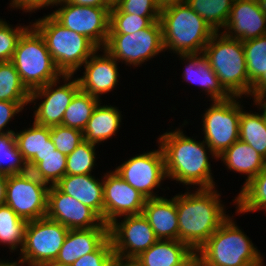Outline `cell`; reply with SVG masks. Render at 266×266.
<instances>
[{
    "label": "cell",
    "instance_id": "obj_1",
    "mask_svg": "<svg viewBox=\"0 0 266 266\" xmlns=\"http://www.w3.org/2000/svg\"><path fill=\"white\" fill-rule=\"evenodd\" d=\"M183 132L176 128L175 131L165 132L158 138V144L164 154L167 178L184 186L215 187L207 150L211 153V158L217 160L218 157L204 140L196 141Z\"/></svg>",
    "mask_w": 266,
    "mask_h": 266
},
{
    "label": "cell",
    "instance_id": "obj_2",
    "mask_svg": "<svg viewBox=\"0 0 266 266\" xmlns=\"http://www.w3.org/2000/svg\"><path fill=\"white\" fill-rule=\"evenodd\" d=\"M215 187L176 195L179 241L197 251L229 217Z\"/></svg>",
    "mask_w": 266,
    "mask_h": 266
},
{
    "label": "cell",
    "instance_id": "obj_3",
    "mask_svg": "<svg viewBox=\"0 0 266 266\" xmlns=\"http://www.w3.org/2000/svg\"><path fill=\"white\" fill-rule=\"evenodd\" d=\"M164 50L179 54H199L216 33L187 3L161 9Z\"/></svg>",
    "mask_w": 266,
    "mask_h": 266
},
{
    "label": "cell",
    "instance_id": "obj_4",
    "mask_svg": "<svg viewBox=\"0 0 266 266\" xmlns=\"http://www.w3.org/2000/svg\"><path fill=\"white\" fill-rule=\"evenodd\" d=\"M203 54L220 84L231 96L250 97V81L241 40L229 38L221 31L216 32L205 46Z\"/></svg>",
    "mask_w": 266,
    "mask_h": 266
},
{
    "label": "cell",
    "instance_id": "obj_5",
    "mask_svg": "<svg viewBox=\"0 0 266 266\" xmlns=\"http://www.w3.org/2000/svg\"><path fill=\"white\" fill-rule=\"evenodd\" d=\"M228 217L197 250L209 266H265L250 238Z\"/></svg>",
    "mask_w": 266,
    "mask_h": 266
},
{
    "label": "cell",
    "instance_id": "obj_6",
    "mask_svg": "<svg viewBox=\"0 0 266 266\" xmlns=\"http://www.w3.org/2000/svg\"><path fill=\"white\" fill-rule=\"evenodd\" d=\"M43 36L47 49L62 75H73L98 47L86 36L69 30L50 14L32 24Z\"/></svg>",
    "mask_w": 266,
    "mask_h": 266
},
{
    "label": "cell",
    "instance_id": "obj_7",
    "mask_svg": "<svg viewBox=\"0 0 266 266\" xmlns=\"http://www.w3.org/2000/svg\"><path fill=\"white\" fill-rule=\"evenodd\" d=\"M11 62L29 92L62 78L43 36L33 26L20 36Z\"/></svg>",
    "mask_w": 266,
    "mask_h": 266
},
{
    "label": "cell",
    "instance_id": "obj_8",
    "mask_svg": "<svg viewBox=\"0 0 266 266\" xmlns=\"http://www.w3.org/2000/svg\"><path fill=\"white\" fill-rule=\"evenodd\" d=\"M239 98L232 96L226 100H212L210 108L203 114L204 141L217 157L239 139Z\"/></svg>",
    "mask_w": 266,
    "mask_h": 266
},
{
    "label": "cell",
    "instance_id": "obj_9",
    "mask_svg": "<svg viewBox=\"0 0 266 266\" xmlns=\"http://www.w3.org/2000/svg\"><path fill=\"white\" fill-rule=\"evenodd\" d=\"M69 229L43 217L27 221L24 244L19 258L28 266H40L55 261Z\"/></svg>",
    "mask_w": 266,
    "mask_h": 266
},
{
    "label": "cell",
    "instance_id": "obj_10",
    "mask_svg": "<svg viewBox=\"0 0 266 266\" xmlns=\"http://www.w3.org/2000/svg\"><path fill=\"white\" fill-rule=\"evenodd\" d=\"M104 49L126 65L144 64L165 52L160 20L132 34H109Z\"/></svg>",
    "mask_w": 266,
    "mask_h": 266
},
{
    "label": "cell",
    "instance_id": "obj_11",
    "mask_svg": "<svg viewBox=\"0 0 266 266\" xmlns=\"http://www.w3.org/2000/svg\"><path fill=\"white\" fill-rule=\"evenodd\" d=\"M49 187L30 171L8 175L5 204L26 221L46 217Z\"/></svg>",
    "mask_w": 266,
    "mask_h": 266
},
{
    "label": "cell",
    "instance_id": "obj_12",
    "mask_svg": "<svg viewBox=\"0 0 266 266\" xmlns=\"http://www.w3.org/2000/svg\"><path fill=\"white\" fill-rule=\"evenodd\" d=\"M57 5L61 7L50 14L57 22L69 30L86 36L98 48L105 47L112 8L77 6L63 0H59Z\"/></svg>",
    "mask_w": 266,
    "mask_h": 266
},
{
    "label": "cell",
    "instance_id": "obj_13",
    "mask_svg": "<svg viewBox=\"0 0 266 266\" xmlns=\"http://www.w3.org/2000/svg\"><path fill=\"white\" fill-rule=\"evenodd\" d=\"M131 157L114 170L124 181L138 190L144 197H160L153 190L160 188L166 178L162 148Z\"/></svg>",
    "mask_w": 266,
    "mask_h": 266
},
{
    "label": "cell",
    "instance_id": "obj_14",
    "mask_svg": "<svg viewBox=\"0 0 266 266\" xmlns=\"http://www.w3.org/2000/svg\"><path fill=\"white\" fill-rule=\"evenodd\" d=\"M72 77L73 75H63L64 84L60 85L58 79L30 92L29 104H36L37 102L34 101L39 98L44 99L39 102L38 107L35 105L34 122L36 124L46 127L62 125L65 110L74 95L80 90L77 78L71 80Z\"/></svg>",
    "mask_w": 266,
    "mask_h": 266
},
{
    "label": "cell",
    "instance_id": "obj_15",
    "mask_svg": "<svg viewBox=\"0 0 266 266\" xmlns=\"http://www.w3.org/2000/svg\"><path fill=\"white\" fill-rule=\"evenodd\" d=\"M108 226L113 251L118 256L138 257L158 240L142 213L124 216L121 222L116 219Z\"/></svg>",
    "mask_w": 266,
    "mask_h": 266
},
{
    "label": "cell",
    "instance_id": "obj_16",
    "mask_svg": "<svg viewBox=\"0 0 266 266\" xmlns=\"http://www.w3.org/2000/svg\"><path fill=\"white\" fill-rule=\"evenodd\" d=\"M46 217L69 230L109 227L93 209L61 192L55 185H50L48 190Z\"/></svg>",
    "mask_w": 266,
    "mask_h": 266
},
{
    "label": "cell",
    "instance_id": "obj_17",
    "mask_svg": "<svg viewBox=\"0 0 266 266\" xmlns=\"http://www.w3.org/2000/svg\"><path fill=\"white\" fill-rule=\"evenodd\" d=\"M103 177L104 223L109 225L118 217L137 215L143 212L146 202L138 190L124 181L115 171Z\"/></svg>",
    "mask_w": 266,
    "mask_h": 266
},
{
    "label": "cell",
    "instance_id": "obj_18",
    "mask_svg": "<svg viewBox=\"0 0 266 266\" xmlns=\"http://www.w3.org/2000/svg\"><path fill=\"white\" fill-rule=\"evenodd\" d=\"M98 50L100 48L83 64L85 72L77 80L80 90L101 100L102 94L112 91L118 85L119 72L117 60L104 48L100 50H103L102 56L98 55Z\"/></svg>",
    "mask_w": 266,
    "mask_h": 266
},
{
    "label": "cell",
    "instance_id": "obj_19",
    "mask_svg": "<svg viewBox=\"0 0 266 266\" xmlns=\"http://www.w3.org/2000/svg\"><path fill=\"white\" fill-rule=\"evenodd\" d=\"M224 33L242 42L266 34V13L261 11L257 0H234Z\"/></svg>",
    "mask_w": 266,
    "mask_h": 266
},
{
    "label": "cell",
    "instance_id": "obj_20",
    "mask_svg": "<svg viewBox=\"0 0 266 266\" xmlns=\"http://www.w3.org/2000/svg\"><path fill=\"white\" fill-rule=\"evenodd\" d=\"M142 214L147 218L158 240H179L176 195L172 199H146Z\"/></svg>",
    "mask_w": 266,
    "mask_h": 266
},
{
    "label": "cell",
    "instance_id": "obj_21",
    "mask_svg": "<svg viewBox=\"0 0 266 266\" xmlns=\"http://www.w3.org/2000/svg\"><path fill=\"white\" fill-rule=\"evenodd\" d=\"M55 186L61 192L93 209L104 222L103 178L100 182L92 174L65 175Z\"/></svg>",
    "mask_w": 266,
    "mask_h": 266
},
{
    "label": "cell",
    "instance_id": "obj_22",
    "mask_svg": "<svg viewBox=\"0 0 266 266\" xmlns=\"http://www.w3.org/2000/svg\"><path fill=\"white\" fill-rule=\"evenodd\" d=\"M109 238V227L69 230L56 262L72 265L85 254L96 251Z\"/></svg>",
    "mask_w": 266,
    "mask_h": 266
},
{
    "label": "cell",
    "instance_id": "obj_23",
    "mask_svg": "<svg viewBox=\"0 0 266 266\" xmlns=\"http://www.w3.org/2000/svg\"><path fill=\"white\" fill-rule=\"evenodd\" d=\"M187 66L183 71L182 79L191 84L199 85L202 91L212 100H226L232 97L220 84L219 78L211 69L203 53L179 54Z\"/></svg>",
    "mask_w": 266,
    "mask_h": 266
},
{
    "label": "cell",
    "instance_id": "obj_24",
    "mask_svg": "<svg viewBox=\"0 0 266 266\" xmlns=\"http://www.w3.org/2000/svg\"><path fill=\"white\" fill-rule=\"evenodd\" d=\"M228 170L246 174L243 187L257 176L266 166V159L250 145L238 139L220 156Z\"/></svg>",
    "mask_w": 266,
    "mask_h": 266
},
{
    "label": "cell",
    "instance_id": "obj_25",
    "mask_svg": "<svg viewBox=\"0 0 266 266\" xmlns=\"http://www.w3.org/2000/svg\"><path fill=\"white\" fill-rule=\"evenodd\" d=\"M20 132V133H19ZM15 132V141L29 171L40 162V155L56 150L50 138V127L33 122L30 128Z\"/></svg>",
    "mask_w": 266,
    "mask_h": 266
},
{
    "label": "cell",
    "instance_id": "obj_26",
    "mask_svg": "<svg viewBox=\"0 0 266 266\" xmlns=\"http://www.w3.org/2000/svg\"><path fill=\"white\" fill-rule=\"evenodd\" d=\"M95 107L91 118L83 130L84 140L99 144L110 139L120 128L122 115L114 106L100 105Z\"/></svg>",
    "mask_w": 266,
    "mask_h": 266
},
{
    "label": "cell",
    "instance_id": "obj_27",
    "mask_svg": "<svg viewBox=\"0 0 266 266\" xmlns=\"http://www.w3.org/2000/svg\"><path fill=\"white\" fill-rule=\"evenodd\" d=\"M192 252L179 240H157L138 258L144 266H179Z\"/></svg>",
    "mask_w": 266,
    "mask_h": 266
},
{
    "label": "cell",
    "instance_id": "obj_28",
    "mask_svg": "<svg viewBox=\"0 0 266 266\" xmlns=\"http://www.w3.org/2000/svg\"><path fill=\"white\" fill-rule=\"evenodd\" d=\"M241 106L239 139L266 159V120L263 113H248Z\"/></svg>",
    "mask_w": 266,
    "mask_h": 266
},
{
    "label": "cell",
    "instance_id": "obj_29",
    "mask_svg": "<svg viewBox=\"0 0 266 266\" xmlns=\"http://www.w3.org/2000/svg\"><path fill=\"white\" fill-rule=\"evenodd\" d=\"M236 204L235 213H248L258 210L266 211V166L248 184L240 190L233 200Z\"/></svg>",
    "mask_w": 266,
    "mask_h": 266
},
{
    "label": "cell",
    "instance_id": "obj_30",
    "mask_svg": "<svg viewBox=\"0 0 266 266\" xmlns=\"http://www.w3.org/2000/svg\"><path fill=\"white\" fill-rule=\"evenodd\" d=\"M99 102H101L99 99L79 90L65 110L62 126L71 127L83 132Z\"/></svg>",
    "mask_w": 266,
    "mask_h": 266
},
{
    "label": "cell",
    "instance_id": "obj_31",
    "mask_svg": "<svg viewBox=\"0 0 266 266\" xmlns=\"http://www.w3.org/2000/svg\"><path fill=\"white\" fill-rule=\"evenodd\" d=\"M27 221L20 218L8 205L0 206V243L13 252L23 248Z\"/></svg>",
    "mask_w": 266,
    "mask_h": 266
},
{
    "label": "cell",
    "instance_id": "obj_32",
    "mask_svg": "<svg viewBox=\"0 0 266 266\" xmlns=\"http://www.w3.org/2000/svg\"><path fill=\"white\" fill-rule=\"evenodd\" d=\"M234 0H187V4L205 20L215 32L224 29Z\"/></svg>",
    "mask_w": 266,
    "mask_h": 266
},
{
    "label": "cell",
    "instance_id": "obj_33",
    "mask_svg": "<svg viewBox=\"0 0 266 266\" xmlns=\"http://www.w3.org/2000/svg\"><path fill=\"white\" fill-rule=\"evenodd\" d=\"M242 44L251 94L252 87L266 74V34L243 41Z\"/></svg>",
    "mask_w": 266,
    "mask_h": 266
},
{
    "label": "cell",
    "instance_id": "obj_34",
    "mask_svg": "<svg viewBox=\"0 0 266 266\" xmlns=\"http://www.w3.org/2000/svg\"><path fill=\"white\" fill-rule=\"evenodd\" d=\"M29 97L14 64L0 62V101L29 102Z\"/></svg>",
    "mask_w": 266,
    "mask_h": 266
},
{
    "label": "cell",
    "instance_id": "obj_35",
    "mask_svg": "<svg viewBox=\"0 0 266 266\" xmlns=\"http://www.w3.org/2000/svg\"><path fill=\"white\" fill-rule=\"evenodd\" d=\"M27 171L28 164L17 147L15 132L0 134V174L8 176Z\"/></svg>",
    "mask_w": 266,
    "mask_h": 266
},
{
    "label": "cell",
    "instance_id": "obj_36",
    "mask_svg": "<svg viewBox=\"0 0 266 266\" xmlns=\"http://www.w3.org/2000/svg\"><path fill=\"white\" fill-rule=\"evenodd\" d=\"M67 155L57 149L40 155L38 162L30 172L47 185H56L66 175ZM51 183V184H50Z\"/></svg>",
    "mask_w": 266,
    "mask_h": 266
},
{
    "label": "cell",
    "instance_id": "obj_37",
    "mask_svg": "<svg viewBox=\"0 0 266 266\" xmlns=\"http://www.w3.org/2000/svg\"><path fill=\"white\" fill-rule=\"evenodd\" d=\"M96 144L88 141L80 143L73 152L67 155L66 175L91 174L96 166Z\"/></svg>",
    "mask_w": 266,
    "mask_h": 266
},
{
    "label": "cell",
    "instance_id": "obj_38",
    "mask_svg": "<svg viewBox=\"0 0 266 266\" xmlns=\"http://www.w3.org/2000/svg\"><path fill=\"white\" fill-rule=\"evenodd\" d=\"M160 17H141L129 13H110L109 34H132L149 27Z\"/></svg>",
    "mask_w": 266,
    "mask_h": 266
},
{
    "label": "cell",
    "instance_id": "obj_39",
    "mask_svg": "<svg viewBox=\"0 0 266 266\" xmlns=\"http://www.w3.org/2000/svg\"><path fill=\"white\" fill-rule=\"evenodd\" d=\"M50 138L55 148L68 155L84 141L83 132L62 125L50 127Z\"/></svg>",
    "mask_w": 266,
    "mask_h": 266
},
{
    "label": "cell",
    "instance_id": "obj_40",
    "mask_svg": "<svg viewBox=\"0 0 266 266\" xmlns=\"http://www.w3.org/2000/svg\"><path fill=\"white\" fill-rule=\"evenodd\" d=\"M28 27L20 24L15 28L0 19V62L12 60L18 40Z\"/></svg>",
    "mask_w": 266,
    "mask_h": 266
},
{
    "label": "cell",
    "instance_id": "obj_41",
    "mask_svg": "<svg viewBox=\"0 0 266 266\" xmlns=\"http://www.w3.org/2000/svg\"><path fill=\"white\" fill-rule=\"evenodd\" d=\"M110 13H129L141 17H160L161 8L156 0H119Z\"/></svg>",
    "mask_w": 266,
    "mask_h": 266
},
{
    "label": "cell",
    "instance_id": "obj_42",
    "mask_svg": "<svg viewBox=\"0 0 266 266\" xmlns=\"http://www.w3.org/2000/svg\"><path fill=\"white\" fill-rule=\"evenodd\" d=\"M116 254L108 238L96 251L79 257L70 266H115Z\"/></svg>",
    "mask_w": 266,
    "mask_h": 266
},
{
    "label": "cell",
    "instance_id": "obj_43",
    "mask_svg": "<svg viewBox=\"0 0 266 266\" xmlns=\"http://www.w3.org/2000/svg\"><path fill=\"white\" fill-rule=\"evenodd\" d=\"M27 104H29V102L0 101V134L15 132L12 129L5 131L4 128L16 114L24 109Z\"/></svg>",
    "mask_w": 266,
    "mask_h": 266
},
{
    "label": "cell",
    "instance_id": "obj_44",
    "mask_svg": "<svg viewBox=\"0 0 266 266\" xmlns=\"http://www.w3.org/2000/svg\"><path fill=\"white\" fill-rule=\"evenodd\" d=\"M10 3L11 8L13 9H21L23 12H34L35 10H39L40 8L54 6L59 0H11Z\"/></svg>",
    "mask_w": 266,
    "mask_h": 266
},
{
    "label": "cell",
    "instance_id": "obj_45",
    "mask_svg": "<svg viewBox=\"0 0 266 266\" xmlns=\"http://www.w3.org/2000/svg\"><path fill=\"white\" fill-rule=\"evenodd\" d=\"M77 6H89L98 8H112L113 5L108 0H63Z\"/></svg>",
    "mask_w": 266,
    "mask_h": 266
},
{
    "label": "cell",
    "instance_id": "obj_46",
    "mask_svg": "<svg viewBox=\"0 0 266 266\" xmlns=\"http://www.w3.org/2000/svg\"><path fill=\"white\" fill-rule=\"evenodd\" d=\"M250 96L253 99H266V74L252 87Z\"/></svg>",
    "mask_w": 266,
    "mask_h": 266
},
{
    "label": "cell",
    "instance_id": "obj_47",
    "mask_svg": "<svg viewBox=\"0 0 266 266\" xmlns=\"http://www.w3.org/2000/svg\"><path fill=\"white\" fill-rule=\"evenodd\" d=\"M179 266H209V265L197 251H193Z\"/></svg>",
    "mask_w": 266,
    "mask_h": 266
},
{
    "label": "cell",
    "instance_id": "obj_48",
    "mask_svg": "<svg viewBox=\"0 0 266 266\" xmlns=\"http://www.w3.org/2000/svg\"><path fill=\"white\" fill-rule=\"evenodd\" d=\"M115 266H144V264L138 257L116 255Z\"/></svg>",
    "mask_w": 266,
    "mask_h": 266
},
{
    "label": "cell",
    "instance_id": "obj_49",
    "mask_svg": "<svg viewBox=\"0 0 266 266\" xmlns=\"http://www.w3.org/2000/svg\"><path fill=\"white\" fill-rule=\"evenodd\" d=\"M8 176L0 174V206L5 204Z\"/></svg>",
    "mask_w": 266,
    "mask_h": 266
},
{
    "label": "cell",
    "instance_id": "obj_50",
    "mask_svg": "<svg viewBox=\"0 0 266 266\" xmlns=\"http://www.w3.org/2000/svg\"><path fill=\"white\" fill-rule=\"evenodd\" d=\"M156 2L162 9L174 4L187 3V0H156Z\"/></svg>",
    "mask_w": 266,
    "mask_h": 266
},
{
    "label": "cell",
    "instance_id": "obj_51",
    "mask_svg": "<svg viewBox=\"0 0 266 266\" xmlns=\"http://www.w3.org/2000/svg\"><path fill=\"white\" fill-rule=\"evenodd\" d=\"M254 105L256 106H260V107H257V108H260L262 110L261 112L263 113V116L265 117V120H266V99H254Z\"/></svg>",
    "mask_w": 266,
    "mask_h": 266
},
{
    "label": "cell",
    "instance_id": "obj_52",
    "mask_svg": "<svg viewBox=\"0 0 266 266\" xmlns=\"http://www.w3.org/2000/svg\"><path fill=\"white\" fill-rule=\"evenodd\" d=\"M24 264L25 263L22 261L21 258L18 260V262H17V260L15 262L14 261L13 262L12 261L11 262L0 261V266H22V265L24 266Z\"/></svg>",
    "mask_w": 266,
    "mask_h": 266
},
{
    "label": "cell",
    "instance_id": "obj_53",
    "mask_svg": "<svg viewBox=\"0 0 266 266\" xmlns=\"http://www.w3.org/2000/svg\"><path fill=\"white\" fill-rule=\"evenodd\" d=\"M257 3L260 10L266 13V0H257Z\"/></svg>",
    "mask_w": 266,
    "mask_h": 266
},
{
    "label": "cell",
    "instance_id": "obj_54",
    "mask_svg": "<svg viewBox=\"0 0 266 266\" xmlns=\"http://www.w3.org/2000/svg\"><path fill=\"white\" fill-rule=\"evenodd\" d=\"M40 266H70V265H65V264L58 263L56 261H52V262H49L47 264L40 265Z\"/></svg>",
    "mask_w": 266,
    "mask_h": 266
},
{
    "label": "cell",
    "instance_id": "obj_55",
    "mask_svg": "<svg viewBox=\"0 0 266 266\" xmlns=\"http://www.w3.org/2000/svg\"><path fill=\"white\" fill-rule=\"evenodd\" d=\"M112 5H115L119 0H108Z\"/></svg>",
    "mask_w": 266,
    "mask_h": 266
}]
</instances>
